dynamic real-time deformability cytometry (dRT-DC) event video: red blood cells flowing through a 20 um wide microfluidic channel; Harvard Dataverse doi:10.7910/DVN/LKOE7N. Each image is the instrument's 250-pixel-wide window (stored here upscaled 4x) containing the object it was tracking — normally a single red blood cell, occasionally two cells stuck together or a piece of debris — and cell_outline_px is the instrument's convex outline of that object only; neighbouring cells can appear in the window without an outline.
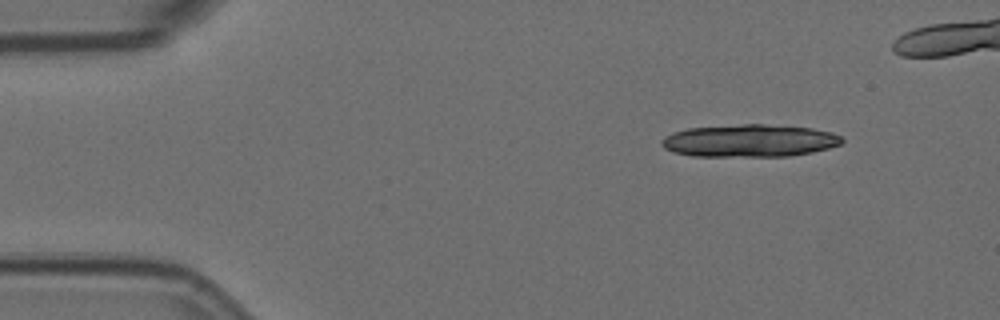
{"species": "Egyptian fruit bat (a non-hibernating species)", "species_latin": "Rousettus aegyptiacus", "temperature_condition": "room temperature", "stored_images_in_passage": 6, "segment_of_instrument_passage": [2, 2], "camera_frame_rate_fps": 3000, "um_per_image_px": 0.085, "animal": {"sex": "female"}, "frame": {"image": 1, "passage_image": 6, "time_ms": 1.667, "image_size_px": [1000, 320], "cell_outline_px": [[844, 140], [840, 144], [828, 148], [812, 152], [788, 156], [692, 156], [672, 152], [664, 148], [660, 144], [660, 140], [664, 136], [672, 132], [688, 128], [744, 124], [764, 124], [812, 128], [832, 132], [840, 136]], "centroid_in_image_um": [63.67, 11.96], "position_along_channel_um": 21.3, "area_um2": 34.28}}